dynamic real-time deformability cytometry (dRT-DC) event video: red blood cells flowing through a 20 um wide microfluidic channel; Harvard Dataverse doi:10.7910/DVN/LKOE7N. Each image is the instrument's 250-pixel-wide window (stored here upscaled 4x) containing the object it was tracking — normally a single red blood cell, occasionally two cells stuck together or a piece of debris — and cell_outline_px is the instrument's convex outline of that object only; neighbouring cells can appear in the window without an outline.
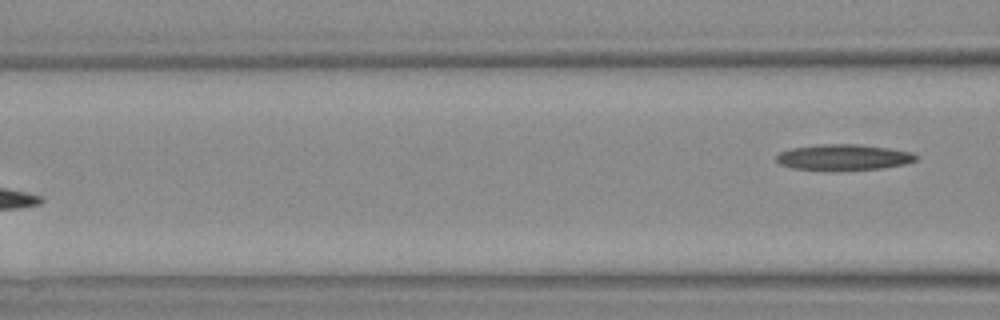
{"species": "Egyptian fruit bat (a non-hibernating species)", "species_latin": "Rousettus aegyptiacus", "temperature_condition": "warm", "stored_images_in_passage": 4, "camera_frame_rate_fps": 3000, "um_per_image_px": 0.085, "animal": {"sex": "female"}, "frame": {"image": 1, "passage_image": 4, "time_ms": 3.667, "image_size_px": [1000, 320], "cell_outline_px": [[920, 156], [916, 160], [904, 164], [880, 168], [792, 168], [780, 164], [776, 160], [776, 156], [780, 152], [792, 148], [820, 144], [856, 144], [888, 148], [912, 152]], "centroid_in_image_um": [71.73, 13.32], "position_along_channel_um": 94.9, "area_um2": 20.17}}